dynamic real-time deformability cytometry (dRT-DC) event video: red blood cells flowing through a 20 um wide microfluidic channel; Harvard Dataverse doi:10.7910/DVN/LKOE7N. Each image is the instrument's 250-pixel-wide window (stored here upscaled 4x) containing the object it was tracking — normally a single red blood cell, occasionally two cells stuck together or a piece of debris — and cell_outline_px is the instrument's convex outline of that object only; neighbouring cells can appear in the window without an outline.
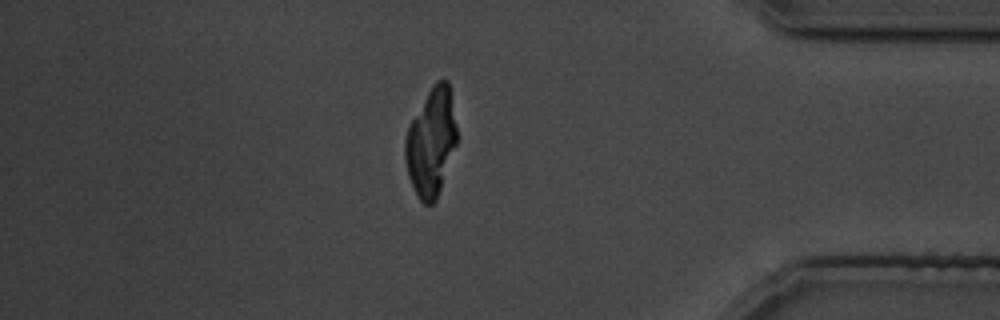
{"species": "common noctule bat (a hibernating species)", "species_latin": "Nyctalus noctula", "temperature_condition": "cold", "stored_images_in_passage": 38, "camera_frame_rate_fps": 3000, "um_per_image_px": 0.085, "animal": {"sex": "male", "body_mass_g": 19.5, "forearm_length_mm": 54.6}, "frame": {"image": 1, "passage_image": 33, "time_ms": 40.0, "image_size_px": [1000, 320], "cell_outline_px": [[456, 144], [436, 200], [432, 204], [424, 204], [420, 200], [408, 176], [404, 160], [404, 140], [408, 124], [428, 92], [436, 80], [448, 80], [456, 128]], "centroid_in_image_um": [36.61, 12.09], "position_along_channel_um": 398.6, "area_um2": 32.14}}